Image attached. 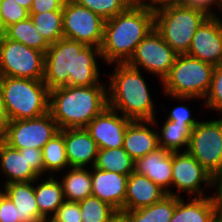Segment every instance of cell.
Masks as SVG:
<instances>
[{
  "label": "cell",
  "mask_w": 222,
  "mask_h": 222,
  "mask_svg": "<svg viewBox=\"0 0 222 222\" xmlns=\"http://www.w3.org/2000/svg\"><path fill=\"white\" fill-rule=\"evenodd\" d=\"M97 57L102 59L100 48L63 37L50 44L45 53L43 81L49 90L68 85H105L99 81Z\"/></svg>",
  "instance_id": "cell-1"
},
{
  "label": "cell",
  "mask_w": 222,
  "mask_h": 222,
  "mask_svg": "<svg viewBox=\"0 0 222 222\" xmlns=\"http://www.w3.org/2000/svg\"><path fill=\"white\" fill-rule=\"evenodd\" d=\"M154 28V12L141 3L105 21L101 57L107 64L127 63Z\"/></svg>",
  "instance_id": "cell-2"
},
{
  "label": "cell",
  "mask_w": 222,
  "mask_h": 222,
  "mask_svg": "<svg viewBox=\"0 0 222 222\" xmlns=\"http://www.w3.org/2000/svg\"><path fill=\"white\" fill-rule=\"evenodd\" d=\"M107 107V84L68 85L49 90V112L60 130L85 128Z\"/></svg>",
  "instance_id": "cell-3"
},
{
  "label": "cell",
  "mask_w": 222,
  "mask_h": 222,
  "mask_svg": "<svg viewBox=\"0 0 222 222\" xmlns=\"http://www.w3.org/2000/svg\"><path fill=\"white\" fill-rule=\"evenodd\" d=\"M110 75L108 107L131 120H153L154 101L140 69L128 63H115Z\"/></svg>",
  "instance_id": "cell-4"
},
{
  "label": "cell",
  "mask_w": 222,
  "mask_h": 222,
  "mask_svg": "<svg viewBox=\"0 0 222 222\" xmlns=\"http://www.w3.org/2000/svg\"><path fill=\"white\" fill-rule=\"evenodd\" d=\"M0 91L9 121L49 112V89L43 80L0 76Z\"/></svg>",
  "instance_id": "cell-5"
},
{
  "label": "cell",
  "mask_w": 222,
  "mask_h": 222,
  "mask_svg": "<svg viewBox=\"0 0 222 222\" xmlns=\"http://www.w3.org/2000/svg\"><path fill=\"white\" fill-rule=\"evenodd\" d=\"M214 67L188 54H178L170 73L162 82L165 95L181 102L204 99L211 85Z\"/></svg>",
  "instance_id": "cell-6"
},
{
  "label": "cell",
  "mask_w": 222,
  "mask_h": 222,
  "mask_svg": "<svg viewBox=\"0 0 222 222\" xmlns=\"http://www.w3.org/2000/svg\"><path fill=\"white\" fill-rule=\"evenodd\" d=\"M207 17L183 5L168 6L154 12V28L177 54H186L193 35Z\"/></svg>",
  "instance_id": "cell-7"
},
{
  "label": "cell",
  "mask_w": 222,
  "mask_h": 222,
  "mask_svg": "<svg viewBox=\"0 0 222 222\" xmlns=\"http://www.w3.org/2000/svg\"><path fill=\"white\" fill-rule=\"evenodd\" d=\"M45 53L0 33V76L43 80Z\"/></svg>",
  "instance_id": "cell-8"
},
{
  "label": "cell",
  "mask_w": 222,
  "mask_h": 222,
  "mask_svg": "<svg viewBox=\"0 0 222 222\" xmlns=\"http://www.w3.org/2000/svg\"><path fill=\"white\" fill-rule=\"evenodd\" d=\"M105 20L73 0L63 5V37L100 48L104 37Z\"/></svg>",
  "instance_id": "cell-9"
},
{
  "label": "cell",
  "mask_w": 222,
  "mask_h": 222,
  "mask_svg": "<svg viewBox=\"0 0 222 222\" xmlns=\"http://www.w3.org/2000/svg\"><path fill=\"white\" fill-rule=\"evenodd\" d=\"M187 152L211 175L222 168V118L199 121L192 130Z\"/></svg>",
  "instance_id": "cell-10"
},
{
  "label": "cell",
  "mask_w": 222,
  "mask_h": 222,
  "mask_svg": "<svg viewBox=\"0 0 222 222\" xmlns=\"http://www.w3.org/2000/svg\"><path fill=\"white\" fill-rule=\"evenodd\" d=\"M177 53L153 28L138 44L133 56L127 62L130 66L150 72L160 78L161 83L170 73Z\"/></svg>",
  "instance_id": "cell-11"
},
{
  "label": "cell",
  "mask_w": 222,
  "mask_h": 222,
  "mask_svg": "<svg viewBox=\"0 0 222 222\" xmlns=\"http://www.w3.org/2000/svg\"><path fill=\"white\" fill-rule=\"evenodd\" d=\"M60 131L50 112L36 118L12 120L8 123L5 143L15 149H41Z\"/></svg>",
  "instance_id": "cell-12"
},
{
  "label": "cell",
  "mask_w": 222,
  "mask_h": 222,
  "mask_svg": "<svg viewBox=\"0 0 222 222\" xmlns=\"http://www.w3.org/2000/svg\"><path fill=\"white\" fill-rule=\"evenodd\" d=\"M211 188V174L187 151L172 152V183L177 192L204 197L201 185Z\"/></svg>",
  "instance_id": "cell-13"
},
{
  "label": "cell",
  "mask_w": 222,
  "mask_h": 222,
  "mask_svg": "<svg viewBox=\"0 0 222 222\" xmlns=\"http://www.w3.org/2000/svg\"><path fill=\"white\" fill-rule=\"evenodd\" d=\"M186 54L213 66L222 64V19L218 14L208 16L202 22Z\"/></svg>",
  "instance_id": "cell-14"
},
{
  "label": "cell",
  "mask_w": 222,
  "mask_h": 222,
  "mask_svg": "<svg viewBox=\"0 0 222 222\" xmlns=\"http://www.w3.org/2000/svg\"><path fill=\"white\" fill-rule=\"evenodd\" d=\"M131 121L118 111L107 107L85 129L99 149H114L123 147L126 128Z\"/></svg>",
  "instance_id": "cell-15"
},
{
  "label": "cell",
  "mask_w": 222,
  "mask_h": 222,
  "mask_svg": "<svg viewBox=\"0 0 222 222\" xmlns=\"http://www.w3.org/2000/svg\"><path fill=\"white\" fill-rule=\"evenodd\" d=\"M92 196L115 208L125 211L128 176L91 167Z\"/></svg>",
  "instance_id": "cell-16"
},
{
  "label": "cell",
  "mask_w": 222,
  "mask_h": 222,
  "mask_svg": "<svg viewBox=\"0 0 222 222\" xmlns=\"http://www.w3.org/2000/svg\"><path fill=\"white\" fill-rule=\"evenodd\" d=\"M134 171L148 177L167 194L180 196L177 192L174 193L168 189L172 183V152L159 147L137 159L134 164Z\"/></svg>",
  "instance_id": "cell-17"
},
{
  "label": "cell",
  "mask_w": 222,
  "mask_h": 222,
  "mask_svg": "<svg viewBox=\"0 0 222 222\" xmlns=\"http://www.w3.org/2000/svg\"><path fill=\"white\" fill-rule=\"evenodd\" d=\"M149 125L157 126L156 118L153 120H132L124 135L123 149L136 161L150 152L155 151L158 146V132L149 128Z\"/></svg>",
  "instance_id": "cell-18"
},
{
  "label": "cell",
  "mask_w": 222,
  "mask_h": 222,
  "mask_svg": "<svg viewBox=\"0 0 222 222\" xmlns=\"http://www.w3.org/2000/svg\"><path fill=\"white\" fill-rule=\"evenodd\" d=\"M64 141L69 169L95 165L99 148L85 128L64 129Z\"/></svg>",
  "instance_id": "cell-19"
},
{
  "label": "cell",
  "mask_w": 222,
  "mask_h": 222,
  "mask_svg": "<svg viewBox=\"0 0 222 222\" xmlns=\"http://www.w3.org/2000/svg\"><path fill=\"white\" fill-rule=\"evenodd\" d=\"M167 193L145 175L133 171L128 176L125 198V211L151 206Z\"/></svg>",
  "instance_id": "cell-20"
},
{
  "label": "cell",
  "mask_w": 222,
  "mask_h": 222,
  "mask_svg": "<svg viewBox=\"0 0 222 222\" xmlns=\"http://www.w3.org/2000/svg\"><path fill=\"white\" fill-rule=\"evenodd\" d=\"M0 169L7 178L4 184L32 182L40 178L28 164L27 148L18 150L5 142L0 143Z\"/></svg>",
  "instance_id": "cell-21"
},
{
  "label": "cell",
  "mask_w": 222,
  "mask_h": 222,
  "mask_svg": "<svg viewBox=\"0 0 222 222\" xmlns=\"http://www.w3.org/2000/svg\"><path fill=\"white\" fill-rule=\"evenodd\" d=\"M41 178L32 182H14L4 184V193L7 195L19 212V222H42L34 193V183L38 184ZM38 181V183H36Z\"/></svg>",
  "instance_id": "cell-22"
},
{
  "label": "cell",
  "mask_w": 222,
  "mask_h": 222,
  "mask_svg": "<svg viewBox=\"0 0 222 222\" xmlns=\"http://www.w3.org/2000/svg\"><path fill=\"white\" fill-rule=\"evenodd\" d=\"M187 200L184 202L181 196H177V204L170 222H215L217 209L210 196L191 197Z\"/></svg>",
  "instance_id": "cell-23"
},
{
  "label": "cell",
  "mask_w": 222,
  "mask_h": 222,
  "mask_svg": "<svg viewBox=\"0 0 222 222\" xmlns=\"http://www.w3.org/2000/svg\"><path fill=\"white\" fill-rule=\"evenodd\" d=\"M48 176L45 181L43 179V182L34 187L35 199L42 222L50 219L65 201L61 182L55 179L54 175Z\"/></svg>",
  "instance_id": "cell-24"
},
{
  "label": "cell",
  "mask_w": 222,
  "mask_h": 222,
  "mask_svg": "<svg viewBox=\"0 0 222 222\" xmlns=\"http://www.w3.org/2000/svg\"><path fill=\"white\" fill-rule=\"evenodd\" d=\"M61 179L65 201L80 202L92 195L91 171L85 167H70Z\"/></svg>",
  "instance_id": "cell-25"
},
{
  "label": "cell",
  "mask_w": 222,
  "mask_h": 222,
  "mask_svg": "<svg viewBox=\"0 0 222 222\" xmlns=\"http://www.w3.org/2000/svg\"><path fill=\"white\" fill-rule=\"evenodd\" d=\"M177 204V196L167 194L151 206L123 211L129 222H170Z\"/></svg>",
  "instance_id": "cell-26"
},
{
  "label": "cell",
  "mask_w": 222,
  "mask_h": 222,
  "mask_svg": "<svg viewBox=\"0 0 222 222\" xmlns=\"http://www.w3.org/2000/svg\"><path fill=\"white\" fill-rule=\"evenodd\" d=\"M8 39L46 53L50 44L38 32L30 17L12 24L2 32Z\"/></svg>",
  "instance_id": "cell-27"
},
{
  "label": "cell",
  "mask_w": 222,
  "mask_h": 222,
  "mask_svg": "<svg viewBox=\"0 0 222 222\" xmlns=\"http://www.w3.org/2000/svg\"><path fill=\"white\" fill-rule=\"evenodd\" d=\"M193 128L188 124L174 123L166 120L162 130L158 132V146L169 152L187 151ZM180 149V150H179Z\"/></svg>",
  "instance_id": "cell-28"
},
{
  "label": "cell",
  "mask_w": 222,
  "mask_h": 222,
  "mask_svg": "<svg viewBox=\"0 0 222 222\" xmlns=\"http://www.w3.org/2000/svg\"><path fill=\"white\" fill-rule=\"evenodd\" d=\"M135 161L123 149H99L94 167L129 176L134 171Z\"/></svg>",
  "instance_id": "cell-29"
},
{
  "label": "cell",
  "mask_w": 222,
  "mask_h": 222,
  "mask_svg": "<svg viewBox=\"0 0 222 222\" xmlns=\"http://www.w3.org/2000/svg\"><path fill=\"white\" fill-rule=\"evenodd\" d=\"M44 162V175L48 171L50 176L54 172L68 169L69 162L66 156V146L64 141V129L56 133L42 148Z\"/></svg>",
  "instance_id": "cell-30"
},
{
  "label": "cell",
  "mask_w": 222,
  "mask_h": 222,
  "mask_svg": "<svg viewBox=\"0 0 222 222\" xmlns=\"http://www.w3.org/2000/svg\"><path fill=\"white\" fill-rule=\"evenodd\" d=\"M29 17L49 44L63 38V10L29 13Z\"/></svg>",
  "instance_id": "cell-31"
},
{
  "label": "cell",
  "mask_w": 222,
  "mask_h": 222,
  "mask_svg": "<svg viewBox=\"0 0 222 222\" xmlns=\"http://www.w3.org/2000/svg\"><path fill=\"white\" fill-rule=\"evenodd\" d=\"M82 222H108L117 212L98 197L89 196L79 202Z\"/></svg>",
  "instance_id": "cell-32"
},
{
  "label": "cell",
  "mask_w": 222,
  "mask_h": 222,
  "mask_svg": "<svg viewBox=\"0 0 222 222\" xmlns=\"http://www.w3.org/2000/svg\"><path fill=\"white\" fill-rule=\"evenodd\" d=\"M90 9L105 21L125 11L131 4L127 0H73Z\"/></svg>",
  "instance_id": "cell-33"
},
{
  "label": "cell",
  "mask_w": 222,
  "mask_h": 222,
  "mask_svg": "<svg viewBox=\"0 0 222 222\" xmlns=\"http://www.w3.org/2000/svg\"><path fill=\"white\" fill-rule=\"evenodd\" d=\"M29 17V11L14 0H0V33L7 27Z\"/></svg>",
  "instance_id": "cell-34"
},
{
  "label": "cell",
  "mask_w": 222,
  "mask_h": 222,
  "mask_svg": "<svg viewBox=\"0 0 222 222\" xmlns=\"http://www.w3.org/2000/svg\"><path fill=\"white\" fill-rule=\"evenodd\" d=\"M204 99L208 109L222 113V64L214 67L211 85Z\"/></svg>",
  "instance_id": "cell-35"
},
{
  "label": "cell",
  "mask_w": 222,
  "mask_h": 222,
  "mask_svg": "<svg viewBox=\"0 0 222 222\" xmlns=\"http://www.w3.org/2000/svg\"><path fill=\"white\" fill-rule=\"evenodd\" d=\"M50 220L52 222H82L79 202L64 201Z\"/></svg>",
  "instance_id": "cell-36"
},
{
  "label": "cell",
  "mask_w": 222,
  "mask_h": 222,
  "mask_svg": "<svg viewBox=\"0 0 222 222\" xmlns=\"http://www.w3.org/2000/svg\"><path fill=\"white\" fill-rule=\"evenodd\" d=\"M191 110L183 105H178L174 107L170 113L168 114L167 120L173 121L174 123L179 124H188L192 128H194L199 121H197L198 118H193L192 114L190 112Z\"/></svg>",
  "instance_id": "cell-37"
},
{
  "label": "cell",
  "mask_w": 222,
  "mask_h": 222,
  "mask_svg": "<svg viewBox=\"0 0 222 222\" xmlns=\"http://www.w3.org/2000/svg\"><path fill=\"white\" fill-rule=\"evenodd\" d=\"M17 207L7 195L0 199V222H19Z\"/></svg>",
  "instance_id": "cell-38"
},
{
  "label": "cell",
  "mask_w": 222,
  "mask_h": 222,
  "mask_svg": "<svg viewBox=\"0 0 222 222\" xmlns=\"http://www.w3.org/2000/svg\"><path fill=\"white\" fill-rule=\"evenodd\" d=\"M65 0H33L29 13L63 10Z\"/></svg>",
  "instance_id": "cell-39"
},
{
  "label": "cell",
  "mask_w": 222,
  "mask_h": 222,
  "mask_svg": "<svg viewBox=\"0 0 222 222\" xmlns=\"http://www.w3.org/2000/svg\"><path fill=\"white\" fill-rule=\"evenodd\" d=\"M27 159L29 166L39 176H43L44 162L42 157V150L37 148L27 147Z\"/></svg>",
  "instance_id": "cell-40"
},
{
  "label": "cell",
  "mask_w": 222,
  "mask_h": 222,
  "mask_svg": "<svg viewBox=\"0 0 222 222\" xmlns=\"http://www.w3.org/2000/svg\"><path fill=\"white\" fill-rule=\"evenodd\" d=\"M218 188L216 195L210 196L212 203L215 205L217 211L222 210V168L215 171L211 175V188Z\"/></svg>",
  "instance_id": "cell-41"
},
{
  "label": "cell",
  "mask_w": 222,
  "mask_h": 222,
  "mask_svg": "<svg viewBox=\"0 0 222 222\" xmlns=\"http://www.w3.org/2000/svg\"><path fill=\"white\" fill-rule=\"evenodd\" d=\"M212 5L219 9V0H186L183 6L200 10L208 16H216V13L211 9Z\"/></svg>",
  "instance_id": "cell-42"
},
{
  "label": "cell",
  "mask_w": 222,
  "mask_h": 222,
  "mask_svg": "<svg viewBox=\"0 0 222 222\" xmlns=\"http://www.w3.org/2000/svg\"><path fill=\"white\" fill-rule=\"evenodd\" d=\"M186 0H140V3L153 12L168 6L184 5Z\"/></svg>",
  "instance_id": "cell-43"
},
{
  "label": "cell",
  "mask_w": 222,
  "mask_h": 222,
  "mask_svg": "<svg viewBox=\"0 0 222 222\" xmlns=\"http://www.w3.org/2000/svg\"><path fill=\"white\" fill-rule=\"evenodd\" d=\"M9 120L4 106L2 93L0 91V143L6 141Z\"/></svg>",
  "instance_id": "cell-44"
},
{
  "label": "cell",
  "mask_w": 222,
  "mask_h": 222,
  "mask_svg": "<svg viewBox=\"0 0 222 222\" xmlns=\"http://www.w3.org/2000/svg\"><path fill=\"white\" fill-rule=\"evenodd\" d=\"M108 222H129V218L124 212L117 211Z\"/></svg>",
  "instance_id": "cell-45"
},
{
  "label": "cell",
  "mask_w": 222,
  "mask_h": 222,
  "mask_svg": "<svg viewBox=\"0 0 222 222\" xmlns=\"http://www.w3.org/2000/svg\"><path fill=\"white\" fill-rule=\"evenodd\" d=\"M16 3H18L20 6L24 7L28 11L30 10L33 0H14Z\"/></svg>",
  "instance_id": "cell-46"
},
{
  "label": "cell",
  "mask_w": 222,
  "mask_h": 222,
  "mask_svg": "<svg viewBox=\"0 0 222 222\" xmlns=\"http://www.w3.org/2000/svg\"><path fill=\"white\" fill-rule=\"evenodd\" d=\"M215 222H222V210L217 211L216 217H215Z\"/></svg>",
  "instance_id": "cell-47"
},
{
  "label": "cell",
  "mask_w": 222,
  "mask_h": 222,
  "mask_svg": "<svg viewBox=\"0 0 222 222\" xmlns=\"http://www.w3.org/2000/svg\"><path fill=\"white\" fill-rule=\"evenodd\" d=\"M131 5L140 3V0H127Z\"/></svg>",
  "instance_id": "cell-48"
},
{
  "label": "cell",
  "mask_w": 222,
  "mask_h": 222,
  "mask_svg": "<svg viewBox=\"0 0 222 222\" xmlns=\"http://www.w3.org/2000/svg\"><path fill=\"white\" fill-rule=\"evenodd\" d=\"M219 11L222 13V0H219Z\"/></svg>",
  "instance_id": "cell-49"
},
{
  "label": "cell",
  "mask_w": 222,
  "mask_h": 222,
  "mask_svg": "<svg viewBox=\"0 0 222 222\" xmlns=\"http://www.w3.org/2000/svg\"><path fill=\"white\" fill-rule=\"evenodd\" d=\"M5 193H4V191H2V189L0 190V199H1V197L4 195Z\"/></svg>",
  "instance_id": "cell-50"
},
{
  "label": "cell",
  "mask_w": 222,
  "mask_h": 222,
  "mask_svg": "<svg viewBox=\"0 0 222 222\" xmlns=\"http://www.w3.org/2000/svg\"><path fill=\"white\" fill-rule=\"evenodd\" d=\"M43 222H52L50 219L44 220Z\"/></svg>",
  "instance_id": "cell-51"
}]
</instances>
